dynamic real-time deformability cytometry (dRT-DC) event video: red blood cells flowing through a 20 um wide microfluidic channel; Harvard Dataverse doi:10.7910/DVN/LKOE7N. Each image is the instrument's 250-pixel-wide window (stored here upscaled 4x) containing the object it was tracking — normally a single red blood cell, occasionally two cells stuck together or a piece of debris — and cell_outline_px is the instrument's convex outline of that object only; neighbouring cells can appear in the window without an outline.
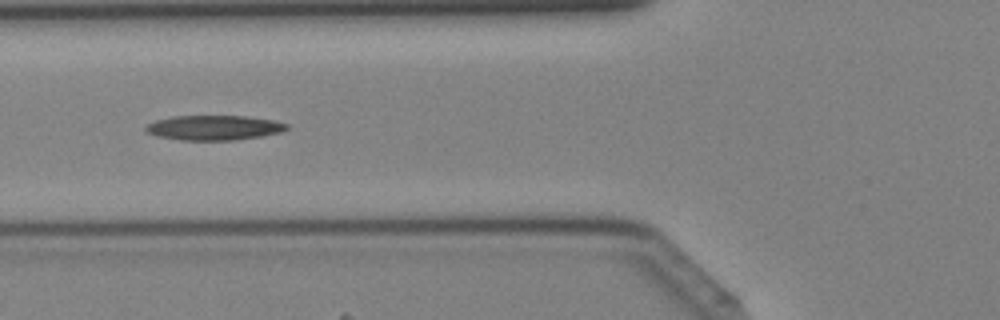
{"species": "Egyptian fruit bat (a non-hibernating species)", "species_latin": "Rousettus aegyptiacus", "temperature_condition": "cold", "stored_images_in_passage": 42, "camera_frame_rate_fps": 3000, "um_per_image_px": 0.085, "animal": {"sex": "female"}, "frame": {"image": 1, "passage_image": 16, "time_ms": 5.0, "image_size_px": [1000, 320], "cell_outline_px": [[292, 128], [280, 132], [260, 136], [236, 140], [184, 140], [156, 136], [144, 132], [144, 124], [156, 120], [172, 116], [248, 116], [276, 120], [288, 124]], "centroid_in_image_um": [18.18, 10.85], "position_along_channel_um": 107.6, "area_um2": 20.69}}
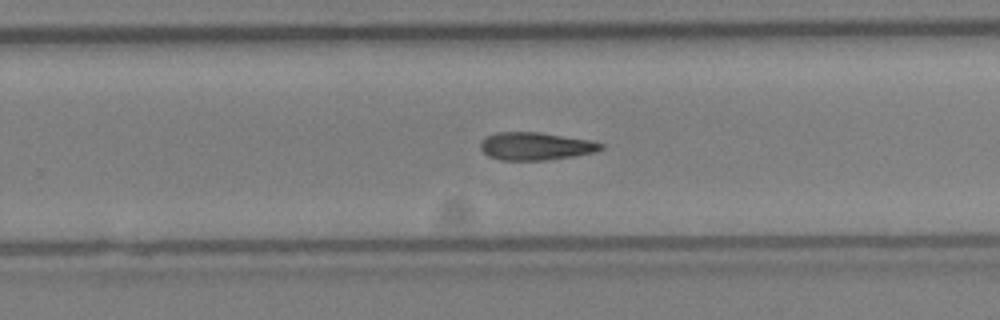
{"frame": {"image": 2, "passage_image": 27, "time_ms": 8.667, "image_size_px": [1000, 320], "cell_outline_px": [[604, 148], [596, 152], [572, 156], [544, 160], [500, 160], [488, 156], [480, 148], [480, 140], [484, 136], [496, 132], [540, 132], [592, 140], [604, 144]], "centroid_in_image_um": [45.51, 12.41], "position_along_channel_um": 284.3, "area_um2": 19.71}}
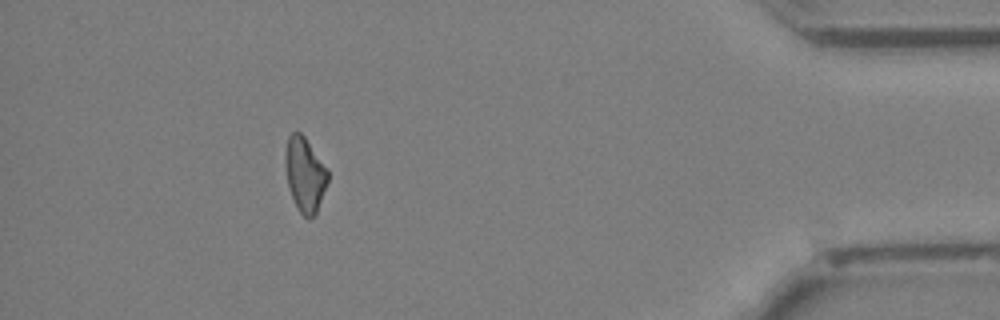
{"frame": {"image": 3, "passage_image": 38, "time_ms": 12.333, "image_size_px": [1000, 320], "cell_outline_px": [[328, 180], [316, 212], [312, 216], [304, 216], [300, 212], [288, 188], [284, 160], [288, 136], [292, 132], [300, 132], [304, 136], [328, 168]], "centroid_in_image_um": [25.9, 14.78], "position_along_channel_um": 409.3, "area_um2": 18.21}}